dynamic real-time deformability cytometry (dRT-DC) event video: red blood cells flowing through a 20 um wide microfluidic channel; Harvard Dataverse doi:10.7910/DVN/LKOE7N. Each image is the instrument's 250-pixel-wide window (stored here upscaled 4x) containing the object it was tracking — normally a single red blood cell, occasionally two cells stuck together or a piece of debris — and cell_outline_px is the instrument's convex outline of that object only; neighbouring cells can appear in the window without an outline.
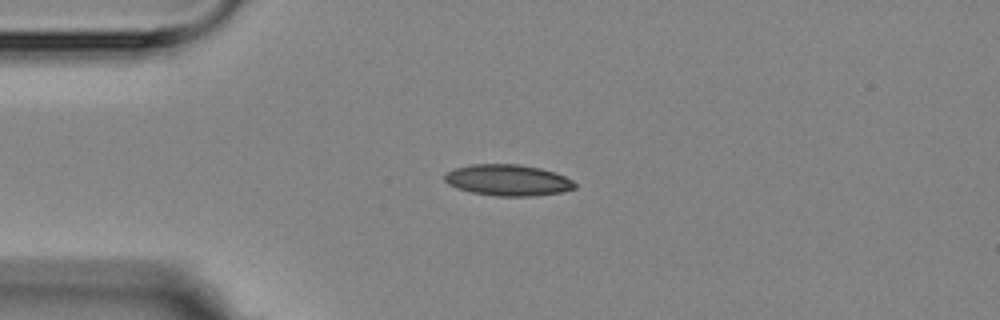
{"species": "Egyptian fruit bat (a non-hibernating species)", "species_latin": "Rousettus aegyptiacus", "temperature_condition": "room temperature", "stored_images_in_passage": 3, "camera_frame_rate_fps": 3000, "um_per_image_px": 0.085, "animal": {"sex": "female"}, "frame": {"image": 1, "passage_image": 2, "time_ms": 2.0, "image_size_px": [1000, 320], "cell_outline_px": [[576, 188], [560, 192], [532, 196], [496, 196], [472, 192], [456, 188], [448, 184], [444, 180], [444, 172], [456, 168], [472, 164], [520, 164], [540, 168], [564, 176], [572, 180], [576, 184]], "centroid_in_image_um": [43.13, 15.31], "position_along_channel_um": 41.9, "area_um2": 23.64}}